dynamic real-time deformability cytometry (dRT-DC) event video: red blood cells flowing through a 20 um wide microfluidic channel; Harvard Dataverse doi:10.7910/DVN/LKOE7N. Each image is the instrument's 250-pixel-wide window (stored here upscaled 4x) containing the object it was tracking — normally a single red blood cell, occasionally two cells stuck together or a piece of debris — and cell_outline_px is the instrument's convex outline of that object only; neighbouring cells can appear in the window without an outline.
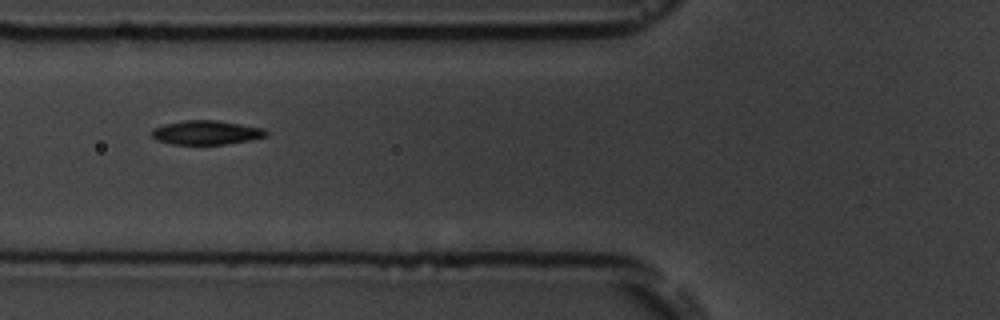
{"species": "common noctule bat (a hibernating species)", "species_latin": "Nyctalus noctula", "temperature_condition": "room temperature", "stored_images_in_passage": 4, "camera_frame_rate_fps": 3000, "um_per_image_px": 0.085, "animal": {"sex": "male", "body_mass_g": 19.5, "forearm_length_mm": 54.6}, "frame": {"image": 1, "passage_image": 2, "time_ms": 1.0, "image_size_px": [1000, 320], "cell_outline_px": [[268, 136], [248, 140], [224, 144], [172, 144], [156, 140], [152, 136], [152, 128], [164, 124], [184, 120], [216, 120], [264, 128], [268, 132]], "centroid_in_image_um": [17.52, 11.26], "position_along_channel_um": 108.3, "area_um2": 16.01}}
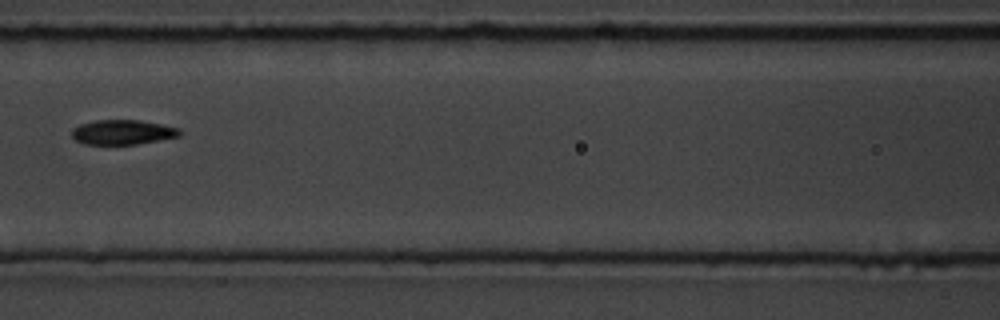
{"frame": {"image": 2, "passage_image": 3, "time_ms": 2.333, "image_size_px": [1000, 320], "cell_outline_px": [[180, 136], [136, 144], [84, 144], [76, 140], [72, 136], [72, 128], [80, 124], [96, 120], [140, 120], [180, 128]], "centroid_in_image_um": [10.4, 11.23], "position_along_channel_um": 156.2, "area_um2": 15.43}}
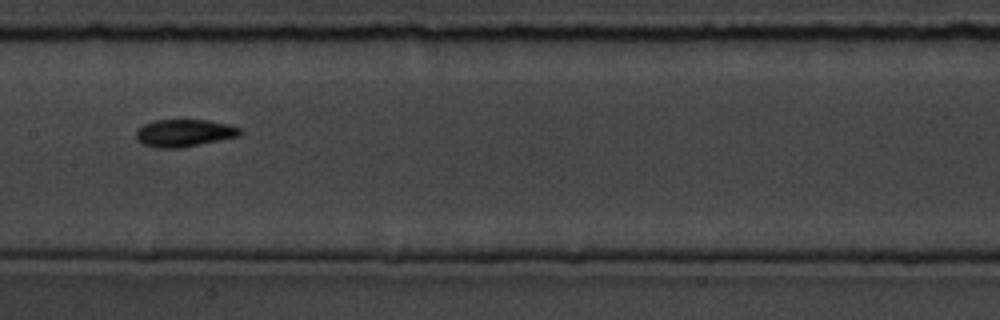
{"frame": {"image": 3, "passage_image": 4, "time_ms": 3.333, "image_size_px": [1000, 320], "cell_outline_px": [[244, 132], [240, 136], [180, 148], [156, 148], [144, 144], [136, 140], [136, 128], [144, 124], [156, 120], [208, 120], [228, 124], [240, 128]], "centroid_in_image_um": [15.66, 11.3], "position_along_channel_um": 191.7, "area_um2": 16.7}}